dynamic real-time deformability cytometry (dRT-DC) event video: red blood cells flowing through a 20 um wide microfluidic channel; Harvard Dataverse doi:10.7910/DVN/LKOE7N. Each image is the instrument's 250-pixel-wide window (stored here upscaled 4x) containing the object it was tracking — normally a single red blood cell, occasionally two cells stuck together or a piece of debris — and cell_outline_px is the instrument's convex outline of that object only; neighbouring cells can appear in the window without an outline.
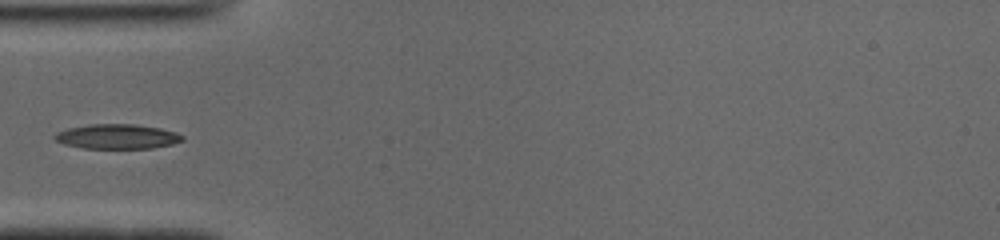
{"species": "common noctule bat (a hibernating species)", "species_latin": "Nyctalus noctula", "temperature_condition": "cold", "stored_images_in_passage": 36, "camera_frame_rate_fps": 3000, "um_per_image_px": 0.085, "animal": {"sex": "male", "body_mass_g": 19.0, "forearm_length_mm": 50.8}, "frame": {"image": 1, "passage_image": 1, "time_ms": 0.0, "image_size_px": [1000, 240], "cell_outline_px": [[184, 140], [172, 144], [152, 148], [84, 148], [64, 144], [56, 140], [52, 136], [56, 132], [68, 128], [88, 124], [132, 124], [160, 128], [176, 132], [184, 136]], "centroid_in_image_um": [9.95, 11.6], "position_along_channel_um": 75.0, "area_um2": 18.38}}
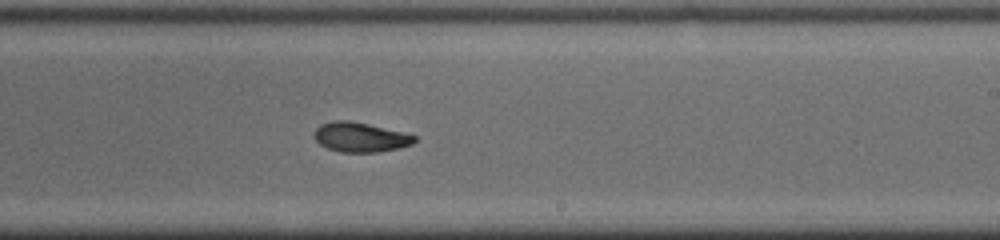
{"frame": {"image": 2, "passage_image": 15, "time_ms": 4.667, "image_size_px": [1000, 240], "cell_outline_px": [[416, 140], [412, 144], [400, 148], [376, 152], [340, 152], [328, 148], [320, 144], [316, 140], [316, 128], [320, 124], [336, 120], [348, 120], [368, 124], [404, 132], [416, 136]], "centroid_in_image_um": [30.65, 11.66], "position_along_channel_um": 258.3, "area_um2": 17.17}}
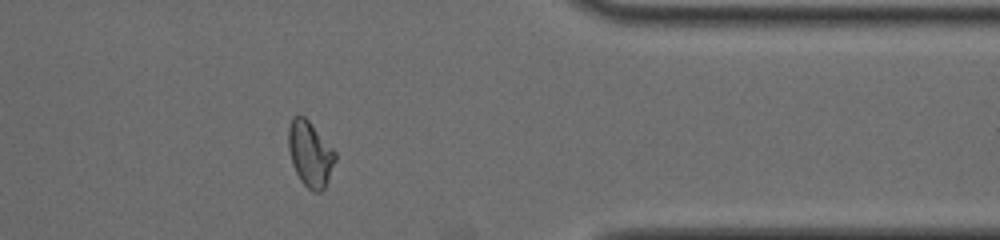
{"frame": {"image": 3, "passage_image": 26, "time_ms": 8.333, "image_size_px": [1000, 240], "cell_outline_px": [[336, 160], [328, 180], [324, 188], [320, 192], [312, 192], [300, 180], [292, 164], [288, 148], [288, 128], [292, 116], [304, 116], [308, 120], [336, 152]], "centroid_in_image_um": [26.35, 13.09], "position_along_channel_um": 385.0, "area_um2": 17.8}}